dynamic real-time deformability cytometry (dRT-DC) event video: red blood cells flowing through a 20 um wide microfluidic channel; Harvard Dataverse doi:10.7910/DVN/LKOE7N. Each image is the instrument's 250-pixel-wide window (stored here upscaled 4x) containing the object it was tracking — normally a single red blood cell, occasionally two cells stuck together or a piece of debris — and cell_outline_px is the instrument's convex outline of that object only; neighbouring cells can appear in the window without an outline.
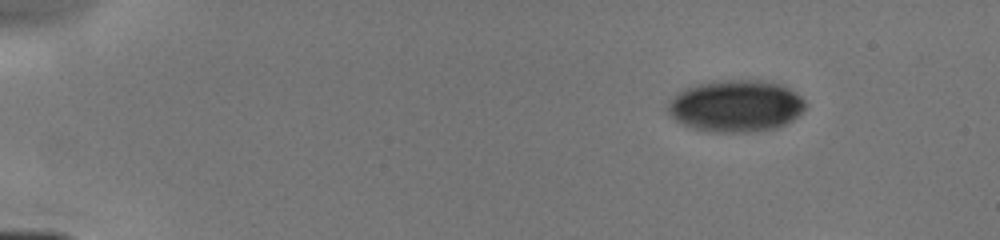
{"species": "human", "species_latin": "Homo sapiens", "temperature_condition": "cold", "stored_images_in_passage": 16, "camera_frame_rate_fps": 3000, "um_per_image_px": 0.085, "donor": {"sex": "male"}, "frame": {"image": 1, "passage_image": 1, "time_ms": 0.0, "image_size_px": [1000, 240], "cell_outline_px": [[804, 108], [792, 120], [776, 128], [752, 132], [712, 132], [692, 128], [676, 120], [668, 112], [668, 100], [676, 92], [684, 88], [696, 84], [716, 80], [760, 80], [780, 84], [800, 96], [804, 100]], "centroid_in_image_um": [62.49, 9.0], "position_along_channel_um": 22.5, "area_um2": 41.56}}